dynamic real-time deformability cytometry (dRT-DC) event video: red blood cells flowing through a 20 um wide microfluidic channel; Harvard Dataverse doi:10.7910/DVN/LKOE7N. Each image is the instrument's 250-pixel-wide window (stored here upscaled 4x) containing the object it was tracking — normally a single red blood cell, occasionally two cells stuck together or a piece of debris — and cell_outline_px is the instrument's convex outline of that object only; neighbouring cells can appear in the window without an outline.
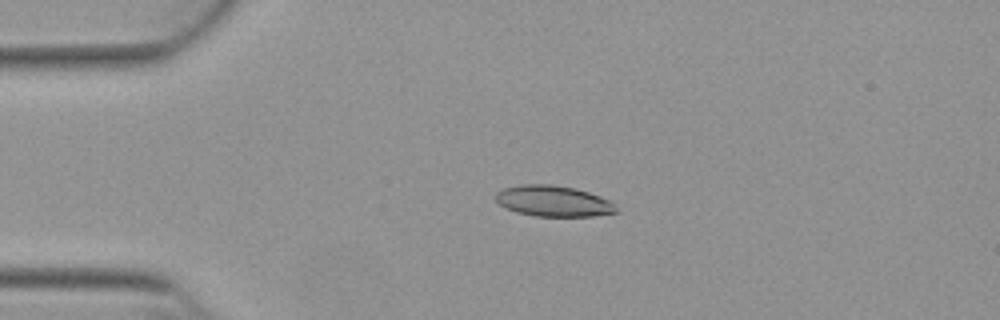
{"species": "Egyptian fruit bat (a non-hibernating species)", "species_latin": "Rousettus aegyptiacus", "temperature_condition": "warm", "stored_images_in_passage": 51, "camera_frame_rate_fps": 3000, "um_per_image_px": 0.085, "animal": {"sex": "female"}, "frame": {"image": 1, "passage_image": 10, "time_ms": 3.0, "image_size_px": [1000, 320], "cell_outline_px": [[616, 212], [592, 216], [536, 216], [516, 212], [500, 204], [496, 200], [496, 192], [504, 188], [520, 184], [552, 184], [576, 188], [612, 200], [616, 204]], "centroid_in_image_um": [47.06, 17.08], "position_along_channel_um": 37.9, "area_um2": 21.73}}
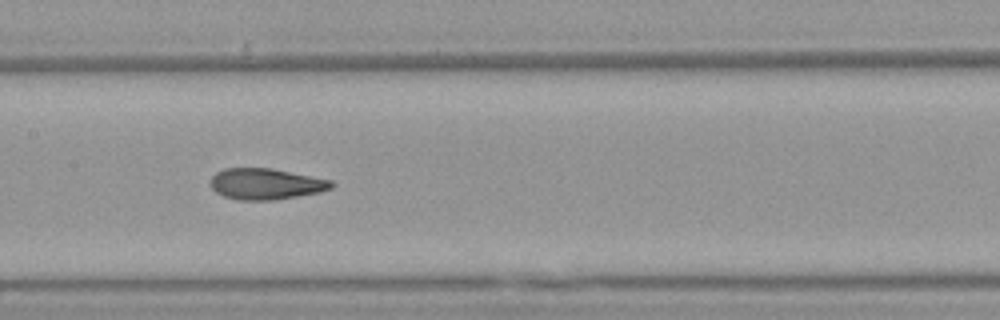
{"frame": {"image": 2, "passage_image": 24, "time_ms": 7.667, "image_size_px": [1000, 320], "cell_outline_px": [[336, 184], [332, 188], [320, 192], [272, 200], [240, 200], [224, 196], [216, 192], [212, 188], [208, 180], [216, 172], [224, 168], [272, 168], [332, 180]], "centroid_in_image_um": [22.59, 15.62], "position_along_channel_um": 184.8, "area_um2": 22.02}}
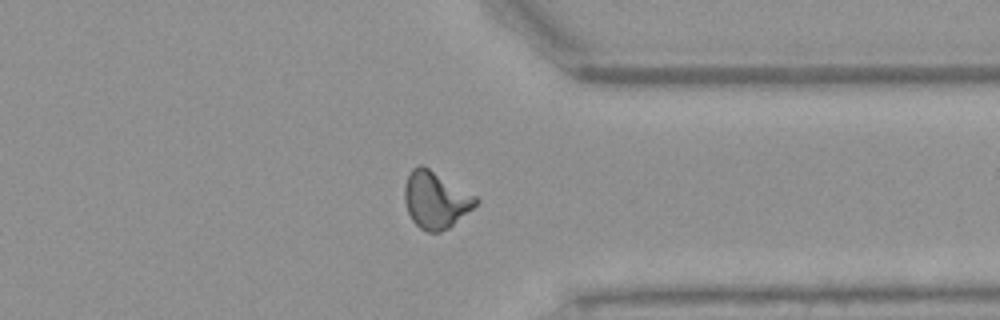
{"frame": {"image": 3, "passage_image": 39, "time_ms": 12.667, "image_size_px": [1000, 320], "cell_outline_px": [[480, 200], [472, 208], [448, 228], [440, 232], [428, 232], [420, 228], [412, 220], [408, 212], [404, 200], [404, 184], [412, 168], [420, 164], [424, 164], [476, 196]], "centroid_in_image_um": [37.0, 16.96], "position_along_channel_um": 374.4, "area_um2": 23.58}, "authors_computed_cell_mechanics": {"area_um2": 22.0218, "velocity_mm_per_s": 3.8726, "shape_relaxation_time_tau1_ms": 7.2373, "shape_relaxation_time_tau2_ms": 2.0031, "deformation_change_tau1": 0.2127, "deformation_change_tau2": 0.0887}}